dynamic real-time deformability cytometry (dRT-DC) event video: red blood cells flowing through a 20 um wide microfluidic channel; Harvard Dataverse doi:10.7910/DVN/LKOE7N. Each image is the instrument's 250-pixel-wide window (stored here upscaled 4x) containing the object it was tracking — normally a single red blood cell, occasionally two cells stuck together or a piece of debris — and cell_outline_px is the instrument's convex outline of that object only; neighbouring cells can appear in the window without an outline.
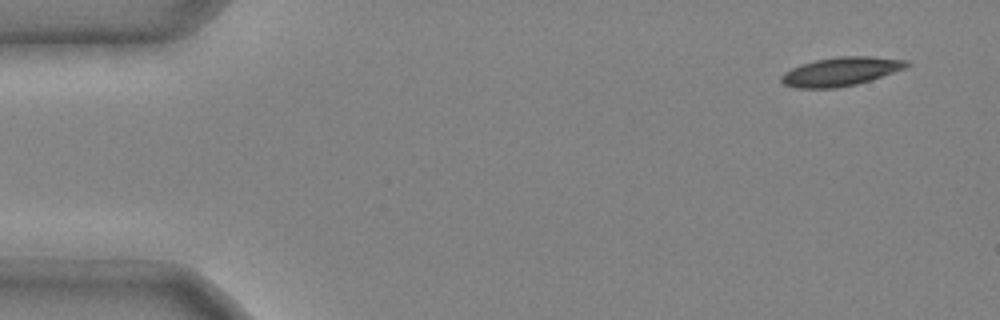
{"species": "common noctule bat (a hibernating species)", "species_latin": "Nyctalus noctula", "temperature_condition": "cold", "stored_images_in_passage": 5, "camera_frame_rate_fps": 3000, "um_per_image_px": 0.085, "animal": {"sex": "male", "body_mass_g": 20.4}, "frame": {"image": 1, "passage_image": 1, "time_ms": 0.0, "image_size_px": [1000, 320], "cell_outline_px": [[912, 64], [904, 68], [872, 80], [856, 84], [836, 88], [796, 88], [784, 84], [780, 80], [780, 76], [784, 72], [792, 68], [816, 60], [836, 56], [868, 56], [908, 60]], "centroid_in_image_um": [71.48, 6.08], "position_along_channel_um": 13.5, "area_um2": 20.92}}
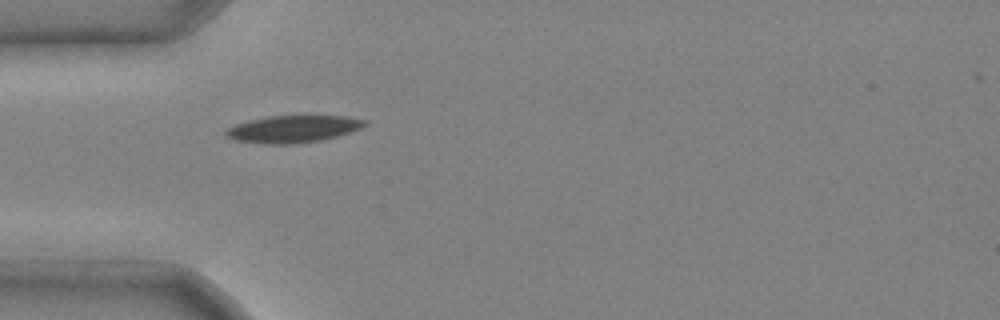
{"frame": {"image": 2, "passage_image": 4, "time_ms": 1.0, "image_size_px": [1000, 320], "cell_outline_px": [[368, 124], [352, 132], [320, 140], [288, 144], [264, 144], [236, 140], [224, 136], [224, 132], [228, 128], [236, 124], [268, 116], [348, 116], [368, 120]], "centroid_in_image_um": [24.94, 10.96], "position_along_channel_um": 60.1, "area_um2": 21.85}}
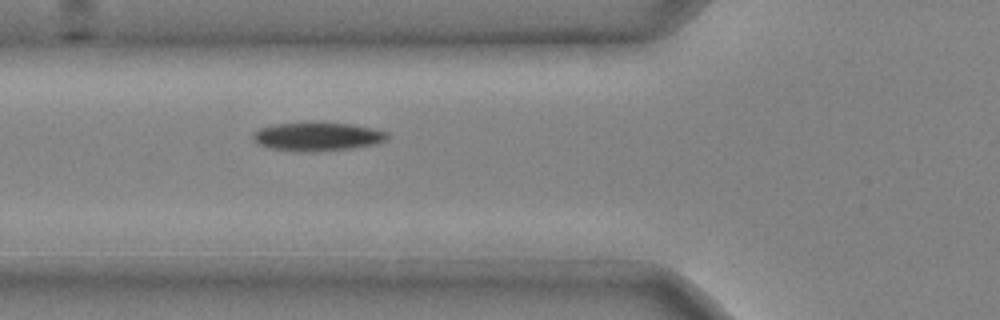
{"frame": {"image": 3, "passage_image": 5, "time_ms": 1.333, "image_size_px": [1000, 320], "cell_outline_px": [[388, 140], [376, 144], [356, 148], [312, 152], [296, 152], [268, 148], [260, 144], [252, 136], [252, 132], [260, 128], [276, 124], [352, 124], [372, 128], [388, 132]], "centroid_in_image_um": [27.02, 11.65], "position_along_channel_um": 98.8, "area_um2": 22.14}}